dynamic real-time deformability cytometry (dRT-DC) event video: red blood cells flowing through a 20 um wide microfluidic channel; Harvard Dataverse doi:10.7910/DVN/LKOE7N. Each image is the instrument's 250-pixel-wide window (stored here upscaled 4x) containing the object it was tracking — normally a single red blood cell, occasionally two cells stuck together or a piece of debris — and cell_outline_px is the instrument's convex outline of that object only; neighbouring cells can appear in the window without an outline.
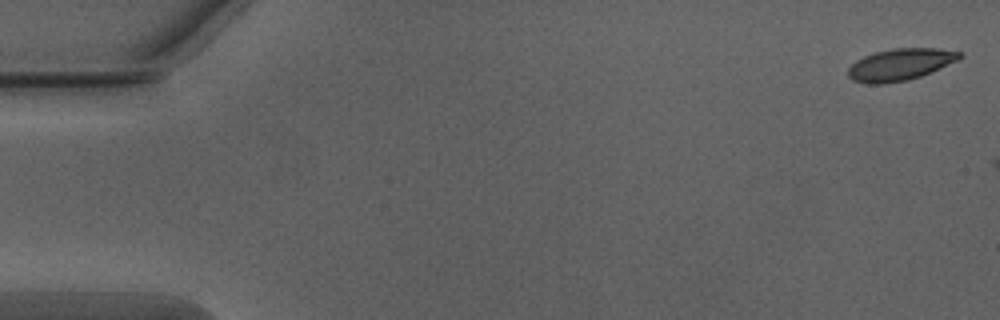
{"species": "Egyptian fruit bat (a non-hibernating species)", "species_latin": "Rousettus aegyptiacus", "temperature_condition": "warm", "stored_images_in_passage": 2, "camera_frame_rate_fps": 3000, "um_per_image_px": 0.085, "animal": {"sex": "male"}, "frame": {"image": 1, "passage_image": 1, "time_ms": 0.0, "image_size_px": [1000, 320], "cell_outline_px": [[964, 56], [940, 68], [920, 76], [908, 80], [884, 84], [868, 84], [852, 80], [848, 76], [848, 68], [856, 60], [864, 56], [876, 52], [892, 48], [936, 48], [960, 52]], "centroid_in_image_um": [76.48, 5.49], "position_along_channel_um": 8.5, "area_um2": 20.58}}